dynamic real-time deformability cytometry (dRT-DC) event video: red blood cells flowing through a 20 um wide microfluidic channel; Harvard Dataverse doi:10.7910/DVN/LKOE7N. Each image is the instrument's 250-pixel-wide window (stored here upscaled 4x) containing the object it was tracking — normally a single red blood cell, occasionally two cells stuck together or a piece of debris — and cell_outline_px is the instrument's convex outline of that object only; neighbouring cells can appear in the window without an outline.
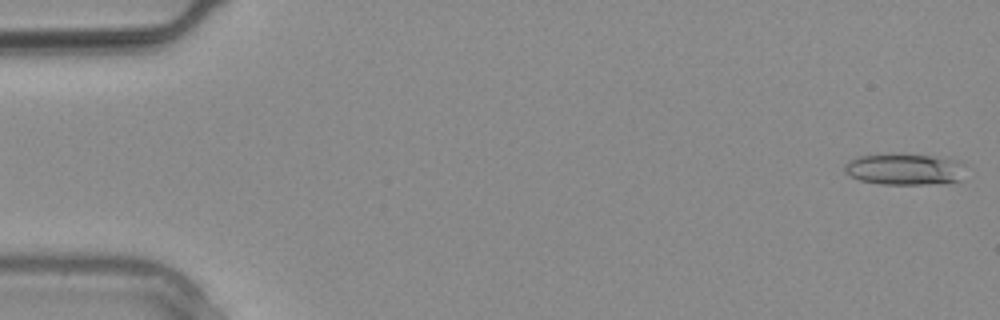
{"species": "common noctule bat (a hibernating species)", "species_latin": "Nyctalus noctula", "temperature_condition": "warm", "stored_images_in_passage": 3, "camera_frame_rate_fps": 3000, "um_per_image_px": 0.085, "animal": {"sex": "male", "body_mass_g": 20.4}, "frame": {"image": 1, "passage_image": 1, "time_ms": 0.0, "image_size_px": [1000, 320], "cell_outline_px": [[964, 164], [960, 180], [944, 184], [880, 184], [860, 180], [848, 176], [844, 172], [844, 164], [848, 160], [856, 156], [900, 152], [936, 156], [956, 160]], "centroid_in_image_um": [76.83, 14.36], "position_along_channel_um": 8.2, "area_um2": 22.83}}
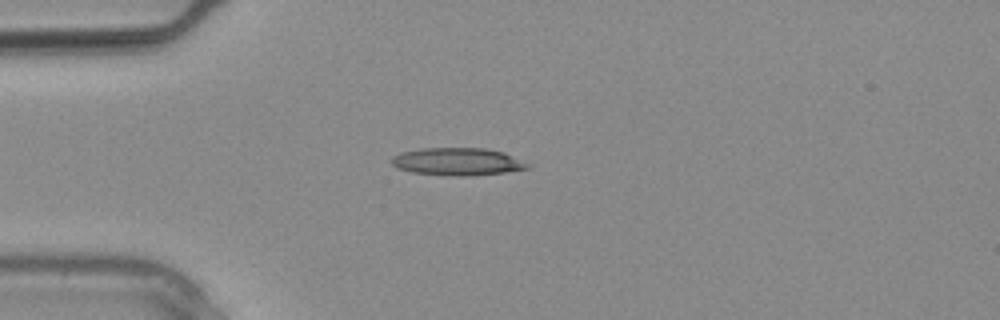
{"frame": {"image": 2, "passage_image": 3, "time_ms": 0.667, "image_size_px": [1000, 320], "cell_outline_px": [[532, 168], [504, 172], [472, 176], [448, 176], [412, 172], [396, 168], [392, 164], [392, 156], [400, 152], [420, 148], [488, 148], [504, 152], [532, 164]], "centroid_in_image_um": [38.92, 13.74], "position_along_channel_um": 46.1, "area_um2": 22.25}}